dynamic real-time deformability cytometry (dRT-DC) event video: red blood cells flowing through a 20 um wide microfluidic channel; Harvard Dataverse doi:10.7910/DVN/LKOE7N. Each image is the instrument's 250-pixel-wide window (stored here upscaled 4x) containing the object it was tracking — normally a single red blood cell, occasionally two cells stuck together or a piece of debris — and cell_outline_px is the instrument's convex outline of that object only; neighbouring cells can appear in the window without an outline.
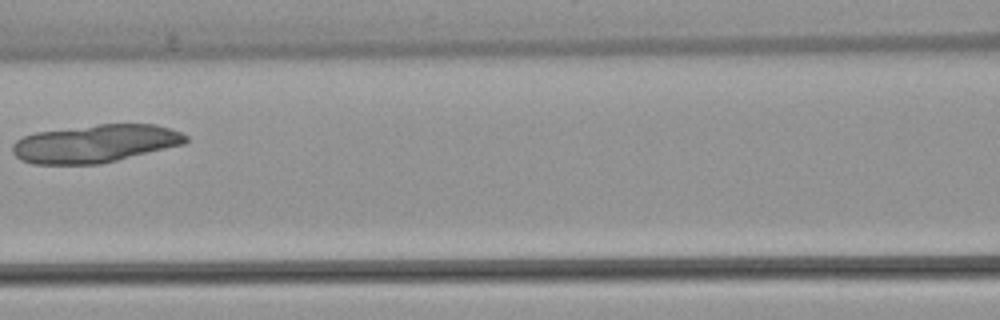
{"species": "common noctule bat (a hibernating species)", "species_latin": "Nyctalus noctula", "temperature_condition": "warm", "stored_images_in_passage": 4, "camera_frame_rate_fps": 3000, "um_per_image_px": 0.085, "animal": {"sex": "female", "body_mass_g": 22.7, "forearm_length_mm": 54.2}, "frame": {"image": 1, "passage_image": 3, "time_ms": 2.333, "image_size_px": [1000, 320], "cell_outline_px": [[188, 140], [184, 144], [100, 164], [32, 164], [20, 160], [12, 152], [12, 144], [16, 140], [24, 136], [36, 132], [100, 124], [156, 124], [180, 132], [188, 136]], "centroid_in_image_um": [8.07, 12.21], "position_along_channel_um": 158.5, "area_um2": 38.21}}
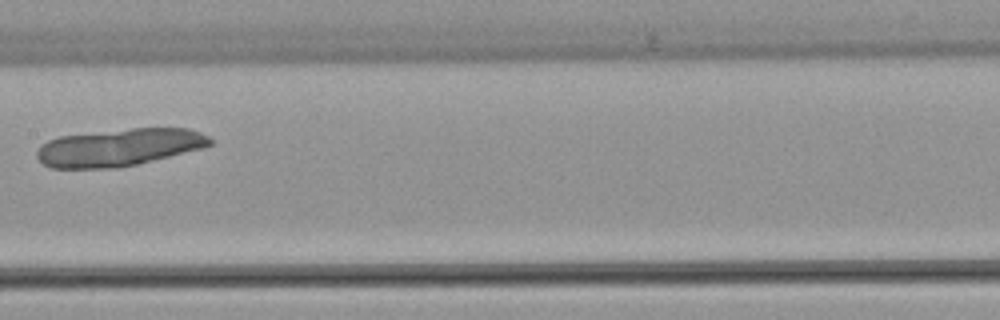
{"frame": {"image": 2, "passage_image": 4, "time_ms": 3.333, "image_size_px": [1000, 320], "cell_outline_px": [[212, 144], [204, 148], [136, 164], [116, 168], [52, 168], [44, 164], [36, 156], [36, 152], [48, 140], [60, 136], [132, 128], [188, 128], [200, 132], [208, 136], [212, 140]], "centroid_in_image_um": [10.16, 12.52], "position_along_channel_um": 197.2, "area_um2": 37.51}}